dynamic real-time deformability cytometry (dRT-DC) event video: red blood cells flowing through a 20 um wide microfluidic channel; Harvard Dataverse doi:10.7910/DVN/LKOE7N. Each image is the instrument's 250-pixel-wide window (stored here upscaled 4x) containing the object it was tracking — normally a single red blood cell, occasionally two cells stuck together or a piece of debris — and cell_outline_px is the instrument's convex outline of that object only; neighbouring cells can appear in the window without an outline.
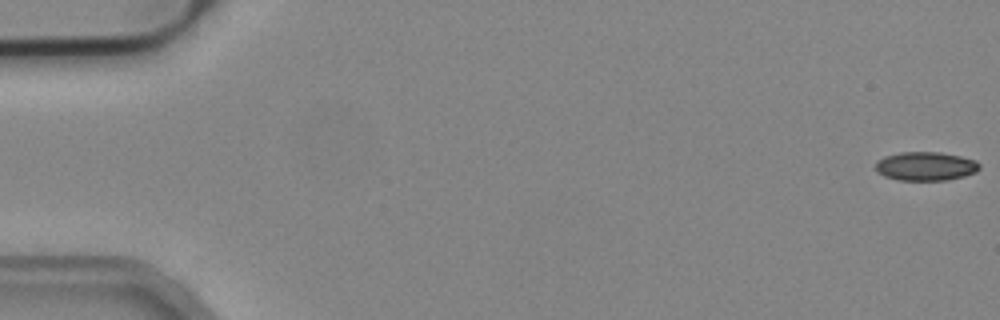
{"species": "common noctule bat (a hibernating species)", "species_latin": "Nyctalus noctula", "temperature_condition": "cold", "stored_images_in_passage": 13, "camera_frame_rate_fps": 3000, "um_per_image_px": 0.085, "animal": {"sex": "male", "body_mass_g": 19.2, "forearm_length_mm": 51.8}, "frame": {"image": 1, "passage_image": 1, "time_ms": 0.0, "image_size_px": [1000, 320], "cell_outline_px": [[980, 168], [976, 172], [964, 176], [948, 180], [900, 180], [884, 176], [876, 172], [876, 160], [884, 156], [900, 152], [940, 152], [960, 156], [976, 160], [980, 164]], "centroid_in_image_um": [78.67, 14.12], "position_along_channel_um": 6.3, "area_um2": 17.57}}